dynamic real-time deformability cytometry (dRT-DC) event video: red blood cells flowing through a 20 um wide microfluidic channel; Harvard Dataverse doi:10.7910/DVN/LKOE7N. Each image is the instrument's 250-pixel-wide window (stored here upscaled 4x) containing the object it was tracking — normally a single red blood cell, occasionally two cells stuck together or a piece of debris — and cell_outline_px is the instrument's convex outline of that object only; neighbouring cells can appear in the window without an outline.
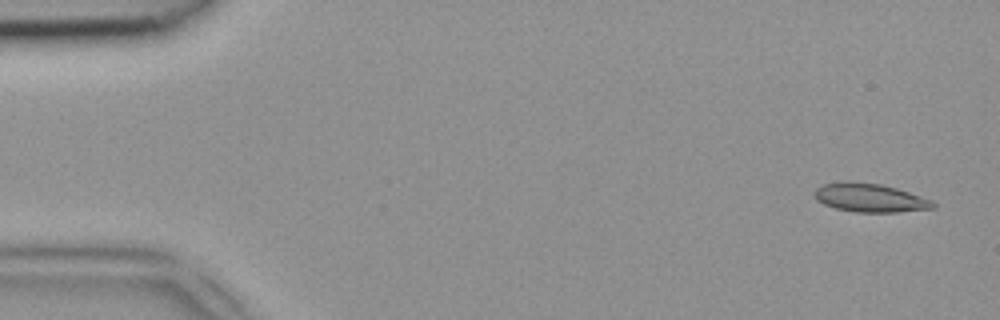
{"species": "common noctule bat (a hibernating species)", "species_latin": "Nyctalus noctula", "temperature_condition": "room temperature", "stored_images_in_passage": 9, "camera_frame_rate_fps": 3000, "um_per_image_px": 0.085, "animal": {"sex": "female", "body_mass_g": 18.4}, "frame": {"image": 1, "passage_image": 2, "time_ms": 0.333, "image_size_px": [1000, 320], "cell_outline_px": [[936, 208], [896, 212], [856, 212], [836, 208], [824, 204], [816, 200], [812, 192], [816, 188], [824, 184], [844, 180], [880, 184], [896, 188], [932, 200], [936, 204]], "centroid_in_image_um": [73.91, 16.8], "position_along_channel_um": 11.1, "area_um2": 19.83}}